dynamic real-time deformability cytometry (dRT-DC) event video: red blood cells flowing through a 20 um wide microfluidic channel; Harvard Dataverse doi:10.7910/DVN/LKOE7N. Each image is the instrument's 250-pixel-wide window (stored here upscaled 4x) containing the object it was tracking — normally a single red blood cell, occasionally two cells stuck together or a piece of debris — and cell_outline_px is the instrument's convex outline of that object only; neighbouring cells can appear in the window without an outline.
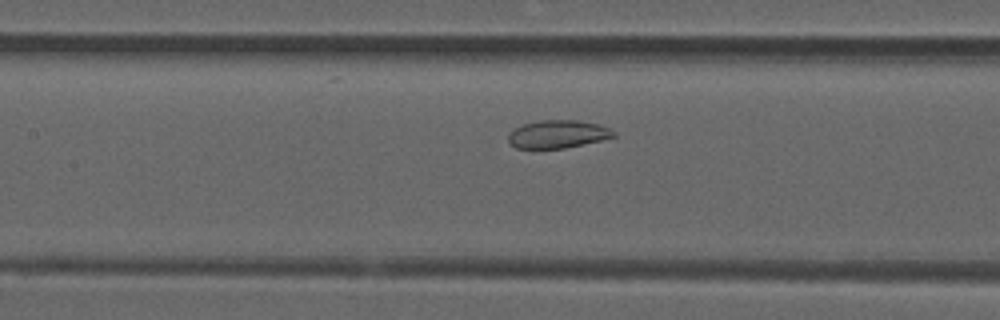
{"species": "common noctule bat (a hibernating species)", "species_latin": "Nyctalus noctula", "temperature_condition": "room temperature", "stored_images_in_passage": 33, "camera_frame_rate_fps": 3000, "um_per_image_px": 0.085, "animal": {"sex": "male", "forearm_length_mm": 52.5}, "frame": {"image": 1, "passage_image": 13, "time_ms": 4.0, "image_size_px": [1000, 320], "cell_outline_px": [[616, 136], [600, 140], [564, 148], [516, 148], [508, 140], [508, 136], [516, 128], [524, 124], [540, 120], [576, 120], [600, 124], [616, 132]], "centroid_in_image_um": [47.44, 11.39], "position_along_channel_um": 160.0, "area_um2": 16.88}}
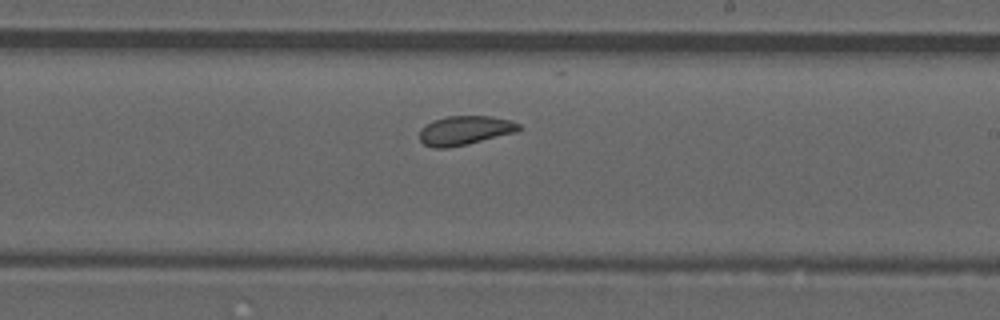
{"frame": {"image": 2, "passage_image": 20, "time_ms": 6.333, "image_size_px": [1000, 320], "cell_outline_px": [[520, 128], [516, 132], [468, 144], [448, 148], [432, 148], [424, 144], [420, 140], [420, 128], [432, 120], [448, 116], [492, 116], [512, 120], [520, 124]], "centroid_in_image_um": [39.5, 11.08], "position_along_channel_um": 249.5, "area_um2": 16.99}}
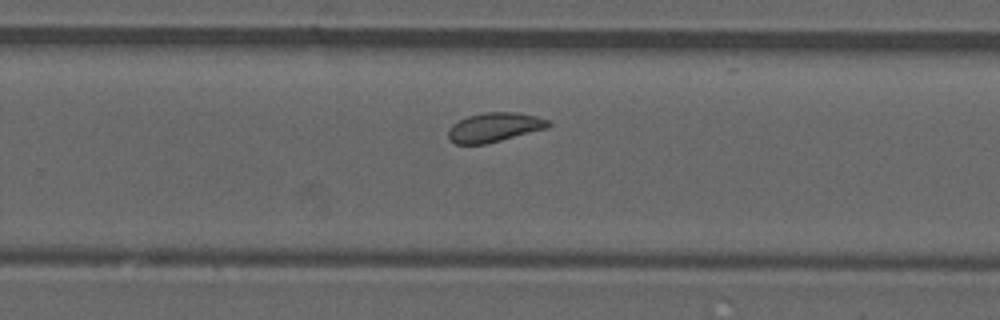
{"frame": {"image": 3, "passage_image": 23, "time_ms": 7.333, "image_size_px": [1000, 320], "cell_outline_px": [[552, 124], [548, 128], [484, 144], [456, 144], [448, 140], [448, 128], [452, 124], [468, 116], [484, 112], [516, 112], [536, 116], [548, 120]], "centroid_in_image_um": [42.0, 10.82], "position_along_channel_um": 287.8, "area_um2": 17.05}, "authors_computed_cell_mechanics": {"area_um2": 17.629, "velocity_mm_per_s": 3.8516, "shape_relaxation_time_tau1_ms": null, "shape_relaxation_time_tau2_ms": 3.3125, "deformation_change_tau1": null, "deformation_change_tau2": 0.0787}}